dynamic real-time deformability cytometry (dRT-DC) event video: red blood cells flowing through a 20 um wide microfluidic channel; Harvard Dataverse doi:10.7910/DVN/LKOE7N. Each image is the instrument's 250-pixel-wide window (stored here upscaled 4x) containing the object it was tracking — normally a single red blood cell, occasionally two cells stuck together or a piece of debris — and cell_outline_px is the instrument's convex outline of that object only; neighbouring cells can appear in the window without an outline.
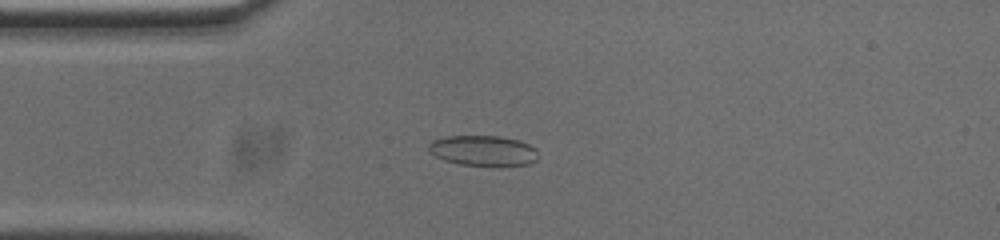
{"species": "common noctule bat (a hibernating species)", "species_latin": "Nyctalus noctula", "temperature_condition": "cold", "stored_images_in_passage": 54, "camera_frame_rate_fps": 3000, "um_per_image_px": 0.085, "animal": {"sex": "male", "body_mass_g": 20.0, "forearm_length_mm": 53.3}, "frame": {"image": 1, "passage_image": 13, "time_ms": 4.0, "image_size_px": [1000, 240], "cell_outline_px": [[536, 160], [528, 164], [500, 168], [460, 164], [444, 160], [428, 152], [428, 144], [432, 140], [448, 136], [500, 136], [520, 140], [536, 148]], "centroid_in_image_um": [41.08, 12.83], "position_along_channel_um": 43.9, "area_um2": 19.94}}
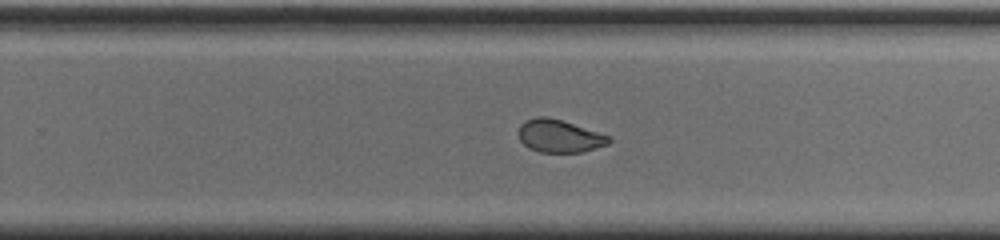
{"frame": {"image": 2, "passage_image": 33, "time_ms": 10.667, "image_size_px": [1000, 240], "cell_outline_px": [[612, 140], [608, 144], [580, 152], [540, 152], [528, 148], [520, 140], [516, 132], [520, 124], [524, 120], [536, 116], [544, 116], [560, 120], [608, 136]], "centroid_in_image_um": [47.45, 11.56], "position_along_channel_um": 282.4, "area_um2": 17.05}}
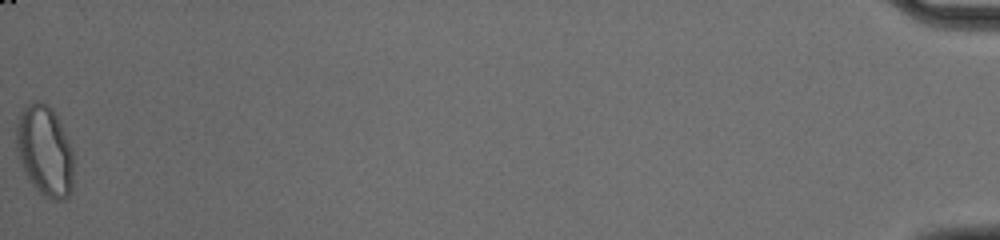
{"frame": {"image": 3, "passage_image": 54, "time_ms": 17.667, "image_size_px": [1000, 240], "cell_outline_px": [[72, 188], [68, 196], [64, 200], [52, 200], [44, 196], [32, 184], [24, 172], [20, 164], [16, 148], [16, 120], [20, 112], [32, 100], [40, 100], [48, 104], [52, 108], [68, 136], [72, 152]], "centroid_in_image_um": [3.78, 12.79], "position_along_channel_um": 431.4, "area_um2": 30.63}, "authors_computed_cell_mechanics": {"area_um2": 18.8428, "velocity_mm_per_s": 3.7389, "shape_relaxation_time_tau1_ms": 10.7872, "shape_relaxation_time_tau2_ms": 1.5047, "deformation_change_tau1": 0.1718, "deformation_change_tau2": 0.0573}}